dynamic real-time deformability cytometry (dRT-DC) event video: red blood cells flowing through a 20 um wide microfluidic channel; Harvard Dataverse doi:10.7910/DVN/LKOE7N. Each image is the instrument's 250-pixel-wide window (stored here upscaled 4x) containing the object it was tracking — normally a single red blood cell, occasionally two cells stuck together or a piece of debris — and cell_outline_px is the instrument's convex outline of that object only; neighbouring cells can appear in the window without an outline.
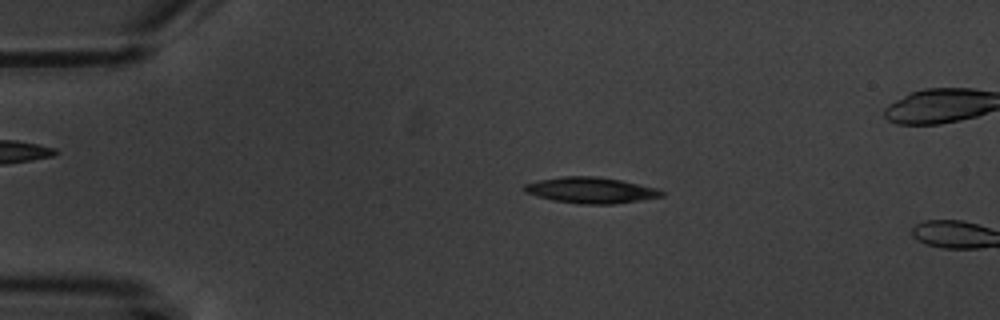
{"species": "common noctule bat (a hibernating species)", "species_latin": "Nyctalus noctula", "temperature_condition": "warm", "stored_images_in_passage": 4, "camera_frame_rate_fps": 3000, "um_per_image_px": 0.085, "animal": {"sex": "male", "body_mass_g": 20.1, "forearm_length_mm": 53.5}, "frame": {"image": 1, "passage_image": 3, "time_ms": 2.333, "image_size_px": [1000, 320], "cell_outline_px": [[664, 196], [640, 200], [612, 204], [576, 204], [552, 200], [536, 196], [524, 192], [520, 188], [524, 184], [540, 180], [560, 176], [596, 176], [620, 180], [656, 188], [664, 192]], "centroid_in_image_um": [50.16, 16.17], "position_along_channel_um": 34.8, "area_um2": 20.87}}